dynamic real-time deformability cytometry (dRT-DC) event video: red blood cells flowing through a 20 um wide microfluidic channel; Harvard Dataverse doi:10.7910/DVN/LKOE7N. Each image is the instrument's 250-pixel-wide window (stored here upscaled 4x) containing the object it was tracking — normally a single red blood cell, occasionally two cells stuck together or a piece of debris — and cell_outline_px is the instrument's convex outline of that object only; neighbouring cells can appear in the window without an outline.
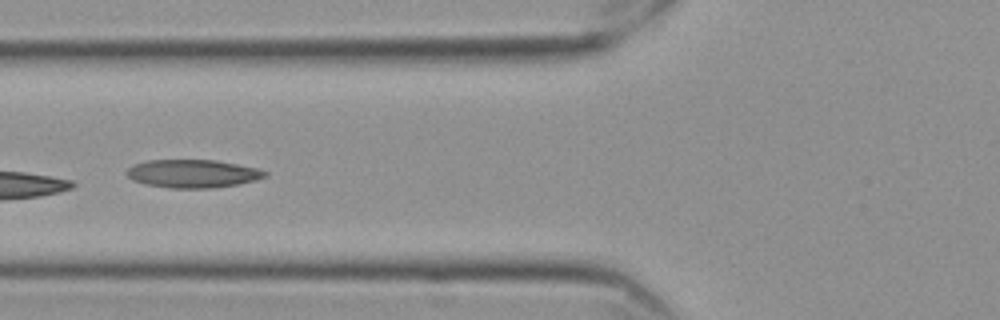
{"species": "Egyptian fruit bat (a non-hibernating species)", "species_latin": "Rousettus aegyptiacus", "temperature_condition": "cold", "stored_images_in_passage": 23, "camera_frame_rate_fps": 3000, "um_per_image_px": 0.085, "frame": {"image": 1, "passage_image": 4, "time_ms": 1.0, "image_size_px": [1000, 320], "cell_outline_px": [[268, 176], [256, 180], [236, 184], [212, 188], [168, 188], [144, 184], [132, 180], [124, 172], [132, 164], [148, 160], [216, 160], [256, 168], [268, 172]], "centroid_in_image_um": [16.34, 14.76], "position_along_channel_um": 109.5, "area_um2": 22.77}}